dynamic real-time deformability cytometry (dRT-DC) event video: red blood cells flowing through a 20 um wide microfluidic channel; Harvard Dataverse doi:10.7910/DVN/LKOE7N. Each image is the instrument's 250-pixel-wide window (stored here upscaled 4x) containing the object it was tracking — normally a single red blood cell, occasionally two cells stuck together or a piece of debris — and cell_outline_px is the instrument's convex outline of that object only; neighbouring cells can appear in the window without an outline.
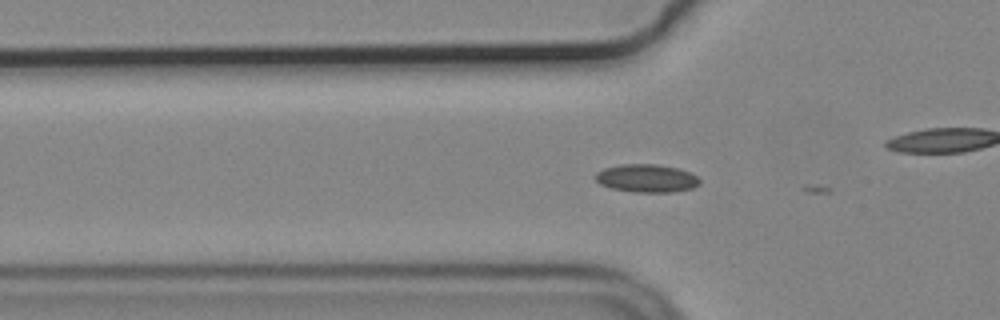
{"species": "common noctule bat (a hibernating species)", "species_latin": "Nyctalus noctula", "temperature_condition": "cold", "stored_images_in_passage": 7, "camera_frame_rate_fps": 3000, "um_per_image_px": 0.085, "animal": {"sex": "male", "body_mass_g": 19.2, "forearm_length_mm": 51.8}, "frame": {"image": 1, "passage_image": 4, "time_ms": 1.0, "image_size_px": [1000, 320], "cell_outline_px": [[700, 184], [692, 188], [672, 192], [632, 192], [612, 188], [600, 184], [592, 176], [596, 172], [604, 168], [624, 164], [656, 164], [680, 168], [696, 176], [700, 180]], "centroid_in_image_um": [54.94, 15.15], "position_along_channel_um": 70.9, "area_um2": 17.11}}